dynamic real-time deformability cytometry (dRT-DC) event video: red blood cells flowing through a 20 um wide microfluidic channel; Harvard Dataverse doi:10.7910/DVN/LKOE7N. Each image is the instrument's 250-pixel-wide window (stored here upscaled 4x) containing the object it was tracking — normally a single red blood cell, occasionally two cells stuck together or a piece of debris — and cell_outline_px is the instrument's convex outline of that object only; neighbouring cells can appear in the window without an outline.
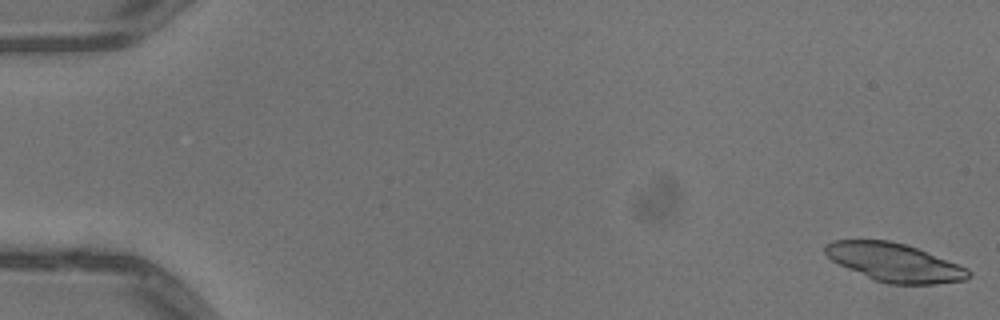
{"species": "common noctule bat (a hibernating species)", "species_latin": "Nyctalus noctula", "temperature_condition": "warm", "stored_images_in_passage": 52, "camera_frame_rate_fps": 3000, "um_per_image_px": 0.085, "animal": {"sex": "male", "body_mass_g": 13.3}, "frame": {"image": 1, "passage_image": 1, "time_ms": 0.0, "image_size_px": [1000, 320], "cell_outline_px": [[972, 276], [964, 280], [936, 284], [888, 284], [872, 280], [832, 260], [824, 252], [824, 244], [832, 240], [888, 240], [904, 244], [916, 248], [968, 268], [972, 272]], "centroid_in_image_um": [76.02, 22.31], "position_along_channel_um": 9.0, "area_um2": 31.91}, "authors_computed_cell_mechanics": {"area_um2": 18.3226, "velocity_mm_per_s": 4.0233, "shape_relaxation_time_tau1_ms": 4.4075, "shape_relaxation_time_tau2_ms": 2.4781, "deformation_change_tau1": 0.1676, "deformation_change_tau2": 0.0533}}